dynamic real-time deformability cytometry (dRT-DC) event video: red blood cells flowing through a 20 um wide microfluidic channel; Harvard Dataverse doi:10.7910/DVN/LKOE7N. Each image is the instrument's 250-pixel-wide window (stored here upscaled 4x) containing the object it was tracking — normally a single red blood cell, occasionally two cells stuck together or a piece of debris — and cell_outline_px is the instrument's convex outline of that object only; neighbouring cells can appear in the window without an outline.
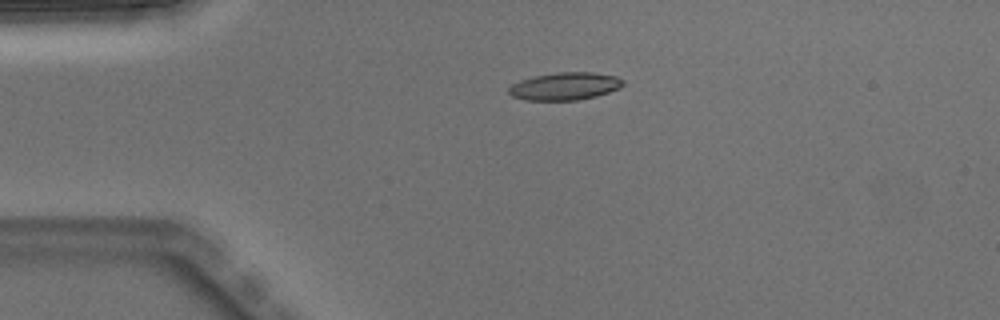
{"species": "Egyptian fruit bat (a non-hibernating species)", "species_latin": "Rousettus aegyptiacus", "temperature_condition": "warm", "stored_images_in_passage": 5, "camera_frame_rate_fps": 3000, "um_per_image_px": 0.085, "animal": {"sex": "male"}, "frame": {"image": 1, "passage_image": 3, "time_ms": 0.667, "image_size_px": [1000, 320], "cell_outline_px": [[624, 84], [620, 88], [596, 96], [576, 100], [524, 100], [512, 96], [508, 92], [508, 88], [512, 84], [520, 80], [532, 76], [560, 72], [592, 72], [616, 76], [624, 80]], "centroid_in_image_um": [48.01, 7.32], "position_along_channel_um": 37.0, "area_um2": 18.44}}